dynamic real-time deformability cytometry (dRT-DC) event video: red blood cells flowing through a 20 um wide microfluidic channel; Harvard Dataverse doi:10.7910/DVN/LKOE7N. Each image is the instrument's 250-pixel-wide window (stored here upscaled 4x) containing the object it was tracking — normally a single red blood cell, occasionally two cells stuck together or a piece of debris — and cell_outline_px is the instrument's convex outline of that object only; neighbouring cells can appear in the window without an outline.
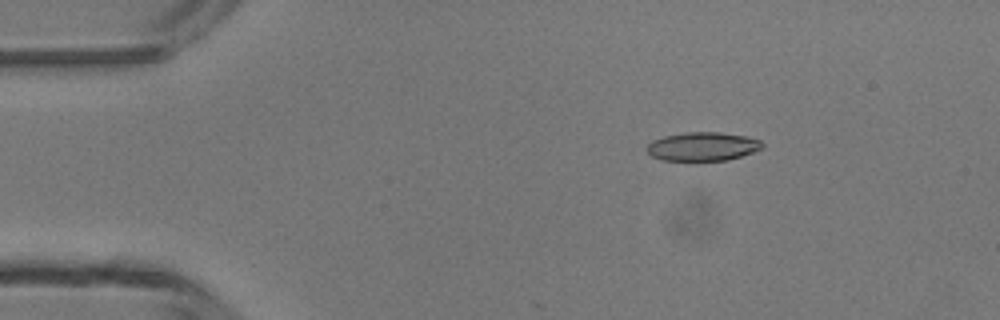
{"species": "common noctule bat (a hibernating species)", "species_latin": "Nyctalus noctula", "temperature_condition": "room temperature", "stored_images_in_passage": 4, "camera_frame_rate_fps": 3000, "um_per_image_px": 0.085, "animal": {"sex": "male", "body_mass_g": 13.3}, "frame": {"image": 1, "passage_image": 3, "time_ms": 2.0, "image_size_px": [1000, 320], "cell_outline_px": [[764, 148], [728, 160], [660, 160], [652, 156], [648, 152], [648, 144], [652, 140], [664, 136], [684, 132], [720, 132], [744, 136], [760, 140], [764, 144]], "centroid_in_image_um": [59.73, 12.44], "position_along_channel_um": 25.3, "area_um2": 19.19}}